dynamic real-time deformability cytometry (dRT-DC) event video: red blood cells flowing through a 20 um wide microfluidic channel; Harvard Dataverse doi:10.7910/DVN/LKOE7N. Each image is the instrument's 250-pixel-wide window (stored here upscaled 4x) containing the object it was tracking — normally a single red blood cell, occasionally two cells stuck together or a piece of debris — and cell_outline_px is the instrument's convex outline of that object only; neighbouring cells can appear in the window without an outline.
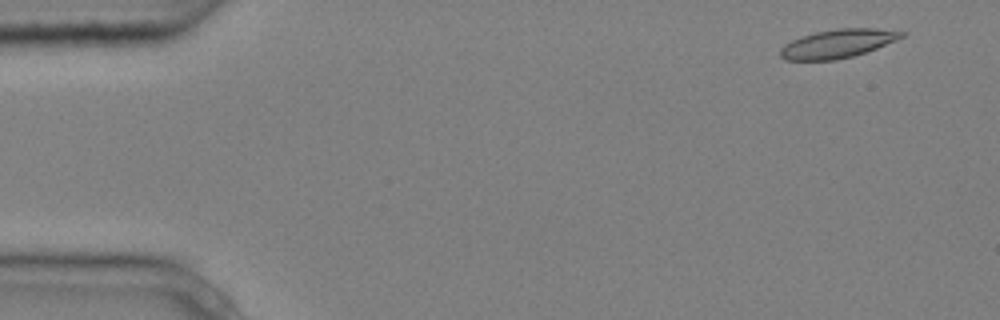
{"species": "common noctule bat (a hibernating species)", "species_latin": "Nyctalus noctula", "temperature_condition": "cold", "stored_images_in_passage": 4, "camera_frame_rate_fps": 3000, "um_per_image_px": 0.085, "animal": {"sex": "male", "body_mass_g": 20.4}, "frame": {"image": 1, "passage_image": 1, "time_ms": 0.0, "image_size_px": [1000, 320], "cell_outline_px": [[908, 32], [904, 36], [896, 40], [876, 48], [852, 56], [836, 60], [784, 60], [780, 56], [780, 48], [784, 44], [800, 36], [816, 32], [836, 28], [876, 28]], "centroid_in_image_um": [71.19, 3.7], "position_along_channel_um": 13.8, "area_um2": 20.23}}
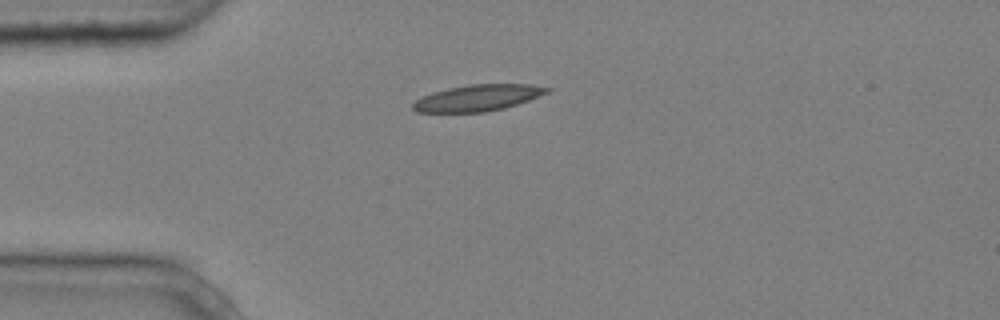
{"frame": {"image": 2, "passage_image": 4, "time_ms": 1.0, "image_size_px": [1000, 320], "cell_outline_px": [[552, 88], [548, 92], [528, 100], [504, 108], [484, 112], [416, 112], [412, 108], [412, 104], [420, 96], [432, 92], [448, 88], [468, 84], [528, 84]], "centroid_in_image_um": [40.56, 8.31], "position_along_channel_um": 44.4, "area_um2": 20.52}}